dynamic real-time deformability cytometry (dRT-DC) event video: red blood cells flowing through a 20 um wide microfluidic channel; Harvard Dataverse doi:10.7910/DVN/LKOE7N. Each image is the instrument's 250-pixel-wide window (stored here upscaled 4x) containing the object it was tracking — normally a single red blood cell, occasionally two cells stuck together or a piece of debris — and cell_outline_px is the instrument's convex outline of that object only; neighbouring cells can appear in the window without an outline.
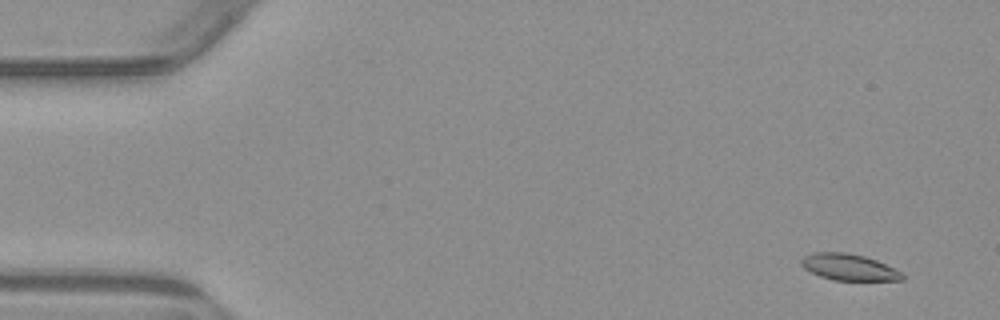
{"species": "common noctule bat (a hibernating species)", "species_latin": "Nyctalus noctula", "temperature_condition": "warm", "stored_images_in_passage": 6, "camera_frame_rate_fps": 3000, "um_per_image_px": 0.085, "animal": {"sex": "male", "body_mass_g": 23.1, "forearm_length_mm": 52.7}, "frame": {"image": 1, "passage_image": 2, "time_ms": 1.0, "image_size_px": [1000, 320], "cell_outline_px": [[904, 280], [832, 280], [820, 276], [804, 268], [800, 264], [800, 260], [804, 256], [816, 252], [844, 252], [864, 256], [876, 260], [900, 272], [904, 276]], "centroid_in_image_um": [72.12, 22.71], "position_along_channel_um": 12.9, "area_um2": 15.32}}
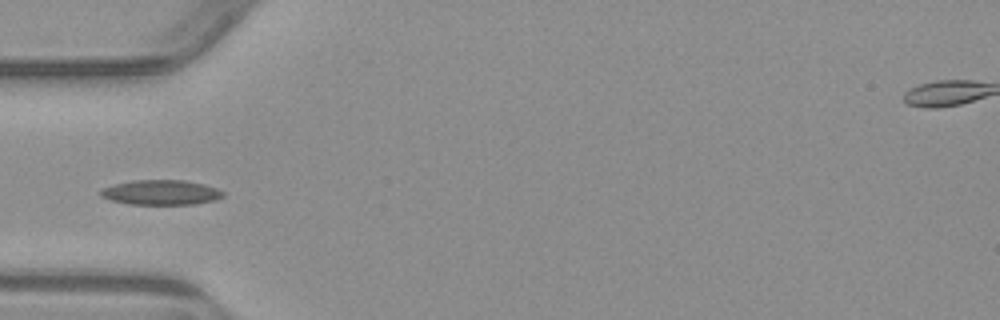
{"frame": {"image": 2, "passage_image": 5, "time_ms": 5.667, "image_size_px": [1000, 320], "cell_outline_px": [[224, 196], [216, 200], [192, 204], [128, 204], [112, 200], [100, 196], [100, 188], [112, 184], [132, 180], [184, 180], [204, 184], [216, 188], [224, 192]], "centroid_in_image_um": [13.66, 16.35], "position_along_channel_um": 71.3, "area_um2": 17.86}}
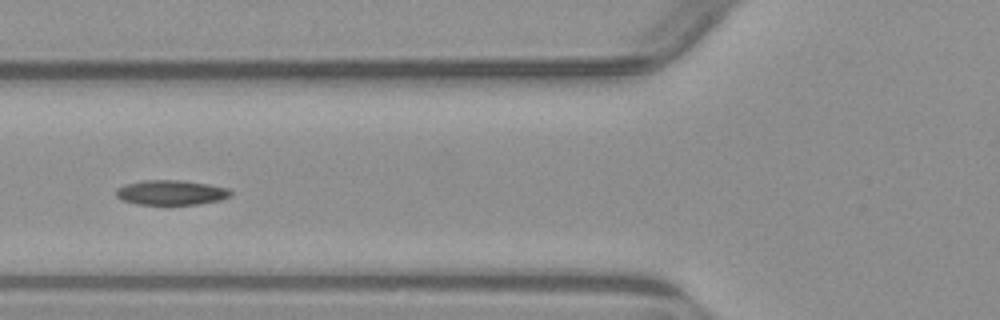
{"frame": {"image": 3, "passage_image": 6, "time_ms": 6.667, "image_size_px": [1000, 320], "cell_outline_px": [[232, 196], [220, 200], [196, 204], [136, 204], [120, 200], [116, 196], [116, 188], [124, 184], [144, 180], [180, 180], [208, 184], [228, 188], [232, 192]], "centroid_in_image_um": [14.52, 16.36], "position_along_channel_um": 111.3, "area_um2": 16.65}}